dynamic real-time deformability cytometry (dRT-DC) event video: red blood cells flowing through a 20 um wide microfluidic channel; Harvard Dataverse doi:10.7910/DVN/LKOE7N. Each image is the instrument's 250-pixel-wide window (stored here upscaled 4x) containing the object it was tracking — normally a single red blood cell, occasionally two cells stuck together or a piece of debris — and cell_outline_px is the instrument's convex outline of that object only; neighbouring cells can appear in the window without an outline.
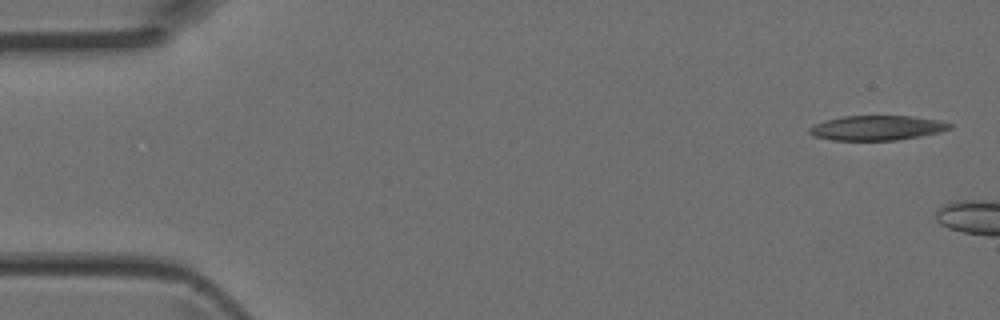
{"species": "Egyptian fruit bat (a non-hibernating species)", "species_latin": "Rousettus aegyptiacus", "temperature_condition": "room temperature", "stored_images_in_passage": 3, "segment_of_instrument_passage": [2, 2], "camera_frame_rate_fps": 3000, "um_per_image_px": 0.085, "animal": {"sex": "female"}, "frame": {"image": 1, "passage_image": 3, "time_ms": 0.667, "image_size_px": [1000, 320], "cell_outline_px": [[952, 128], [940, 132], [920, 136], [896, 140], [832, 140], [812, 136], [808, 132], [808, 128], [812, 124], [824, 120], [844, 116], [912, 116], [940, 120], [952, 124]], "centroid_in_image_um": [74.5, 10.87], "position_along_channel_um": 10.5, "area_um2": 20.4}}